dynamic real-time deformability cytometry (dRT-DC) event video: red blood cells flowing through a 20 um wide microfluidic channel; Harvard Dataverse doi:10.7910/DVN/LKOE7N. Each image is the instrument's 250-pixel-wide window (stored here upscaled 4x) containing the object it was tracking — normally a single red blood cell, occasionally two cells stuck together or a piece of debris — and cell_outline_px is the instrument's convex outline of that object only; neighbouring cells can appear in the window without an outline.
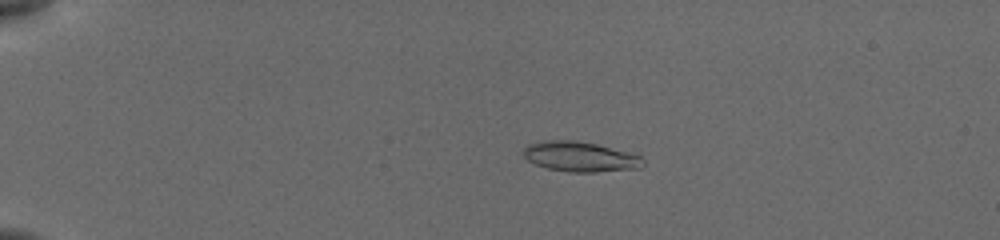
{"species": "common noctule bat (a hibernating species)", "species_latin": "Nyctalus noctula", "temperature_condition": "cold", "stored_images_in_passage": 39, "camera_frame_rate_fps": 3000, "um_per_image_px": 0.085, "animal": {"sex": "female", "body_mass_g": 19.5, "forearm_length_mm": 54.1}, "frame": {"image": 1, "passage_image": 12, "time_ms": 4.0, "image_size_px": [1000, 240], "cell_outline_px": [[644, 164], [640, 168], [596, 172], [568, 172], [548, 168], [536, 164], [528, 160], [524, 156], [524, 148], [528, 144], [544, 140], [576, 140], [596, 144], [640, 156], [644, 160]], "centroid_in_image_um": [49.3, 13.32], "position_along_channel_um": 35.7, "area_um2": 20.75}}
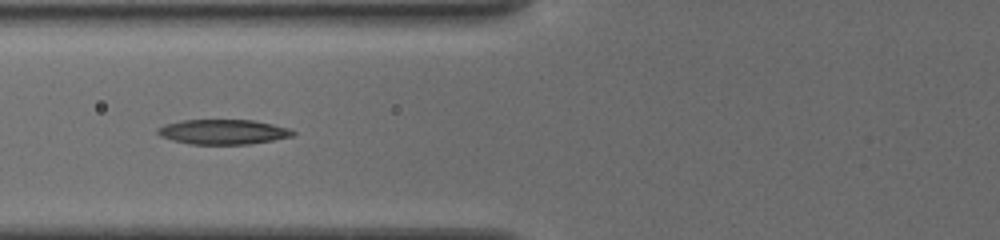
{"frame": {"image": 2, "passage_image": 25, "time_ms": 7.667, "image_size_px": [1000, 240], "cell_outline_px": [[296, 132], [292, 136], [272, 140], [248, 144], [192, 144], [172, 140], [160, 136], [156, 132], [156, 128], [164, 124], [180, 120], [252, 120], [272, 124], [288, 128]], "centroid_in_image_um": [18.91, 11.2], "position_along_channel_um": 106.9, "area_um2": 19.54}}
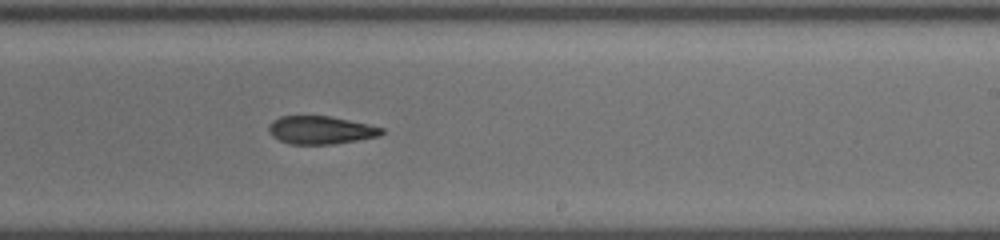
{"frame": {"image": 3, "passage_image": 39, "time_ms": 11.667, "image_size_px": [1000, 240], "cell_outline_px": [[384, 132], [380, 136], [332, 144], [288, 144], [272, 136], [268, 132], [268, 124], [272, 120], [280, 116], [328, 116], [368, 124], [384, 128]], "centroid_in_image_um": [27.22, 11.05], "position_along_channel_um": 261.8, "area_um2": 18.44}}